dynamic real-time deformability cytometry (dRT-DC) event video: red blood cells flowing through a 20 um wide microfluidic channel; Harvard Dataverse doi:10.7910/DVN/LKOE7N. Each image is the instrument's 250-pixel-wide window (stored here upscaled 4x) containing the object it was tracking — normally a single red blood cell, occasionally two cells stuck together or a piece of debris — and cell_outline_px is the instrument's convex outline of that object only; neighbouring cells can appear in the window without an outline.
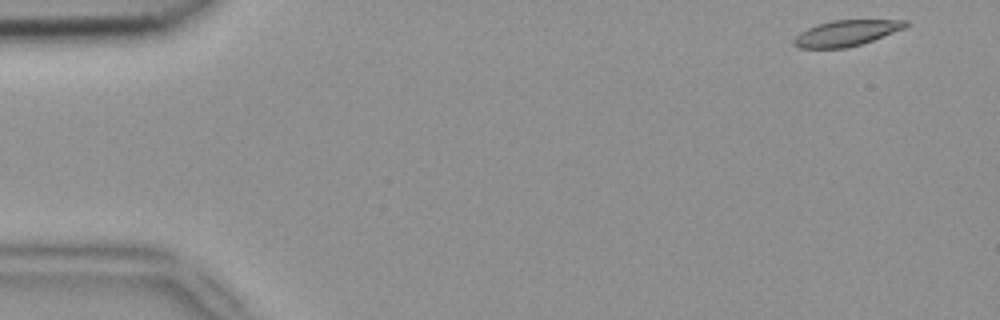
{"species": "common noctule bat (a hibernating species)", "species_latin": "Nyctalus noctula", "temperature_condition": "room temperature", "stored_images_in_passage": 49, "camera_frame_rate_fps": 3000, "um_per_image_px": 0.085, "animal": {"sex": "female", "body_mass_g": 18.4}, "frame": {"image": 1, "passage_image": 1, "time_ms": 0.0, "image_size_px": [1000, 320], "cell_outline_px": [[908, 24], [904, 28], [872, 40], [848, 48], [800, 48], [792, 44], [792, 40], [800, 32], [816, 24], [832, 20], [908, 20]], "centroid_in_image_um": [71.88, 2.81], "position_along_channel_um": 13.1, "area_um2": 16.7}}
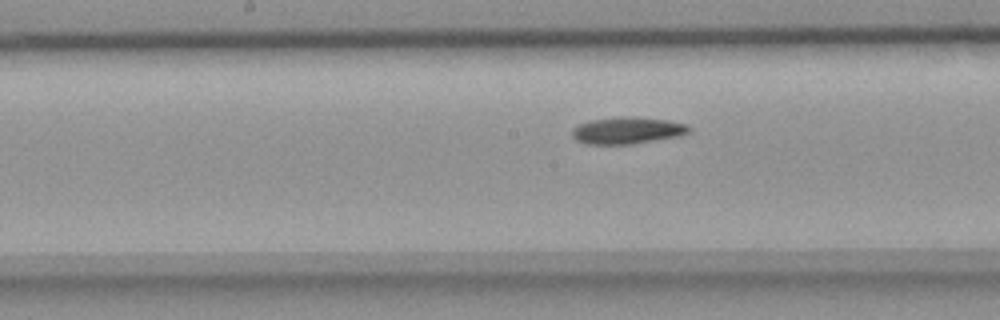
{"frame": {"image": 2, "passage_image": 24, "time_ms": 7.667, "image_size_px": [1000, 320], "cell_outline_px": [[692, 128], [688, 132], [680, 136], [632, 144], [588, 144], [576, 140], [572, 136], [572, 128], [588, 120], [616, 116], [632, 116], [668, 120], [688, 124]], "centroid_in_image_um": [53.33, 11.07], "position_along_channel_um": 194.9, "area_um2": 18.55}}
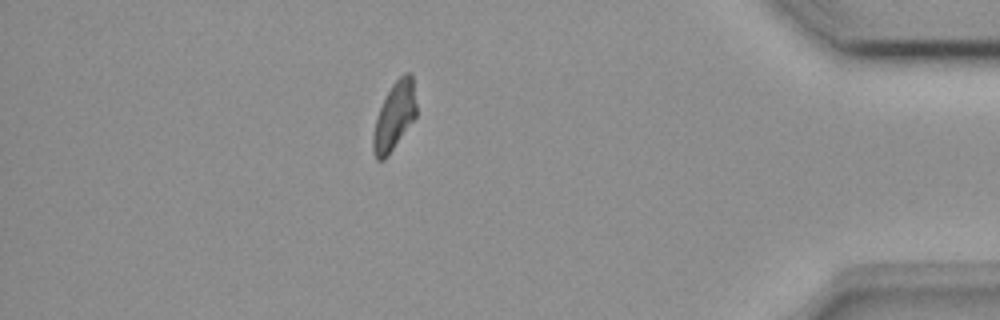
{"frame": {"image": 3, "passage_image": 43, "time_ms": 14.0, "image_size_px": [1000, 320], "cell_outline_px": [[416, 116], [388, 156], [384, 160], [376, 160], [372, 152], [372, 136], [376, 116], [392, 84], [404, 72], [412, 72], [416, 104]], "centroid_in_image_um": [33.51, 9.89], "position_along_channel_um": 401.7, "area_um2": 17.17}}